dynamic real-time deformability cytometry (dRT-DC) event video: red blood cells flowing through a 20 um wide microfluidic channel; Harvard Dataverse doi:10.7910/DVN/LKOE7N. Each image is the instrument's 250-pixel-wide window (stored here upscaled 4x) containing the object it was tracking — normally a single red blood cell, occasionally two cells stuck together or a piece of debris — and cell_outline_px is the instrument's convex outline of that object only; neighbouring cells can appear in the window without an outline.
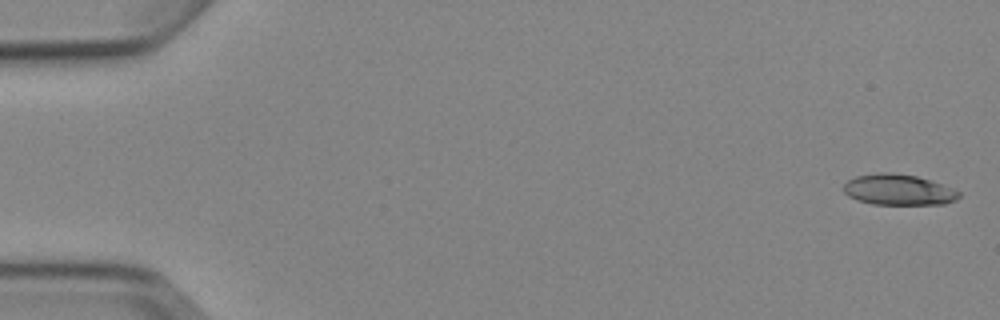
{"species": "Egyptian fruit bat (a non-hibernating species)", "species_latin": "Rousettus aegyptiacus", "temperature_condition": "cold", "stored_images_in_passage": 5, "camera_frame_rate_fps": 3000, "um_per_image_px": 0.085, "animal": {"sex": "female"}, "frame": {"image": 1, "passage_image": 1, "time_ms": 0.0, "image_size_px": [1000, 320], "cell_outline_px": [[960, 196], [956, 200], [944, 204], [872, 204], [848, 196], [844, 192], [844, 184], [848, 180], [856, 176], [880, 172], [892, 172], [916, 176], [952, 188], [960, 192]], "centroid_in_image_um": [76.36, 16.12], "position_along_channel_um": 8.6, "area_um2": 20.52}}
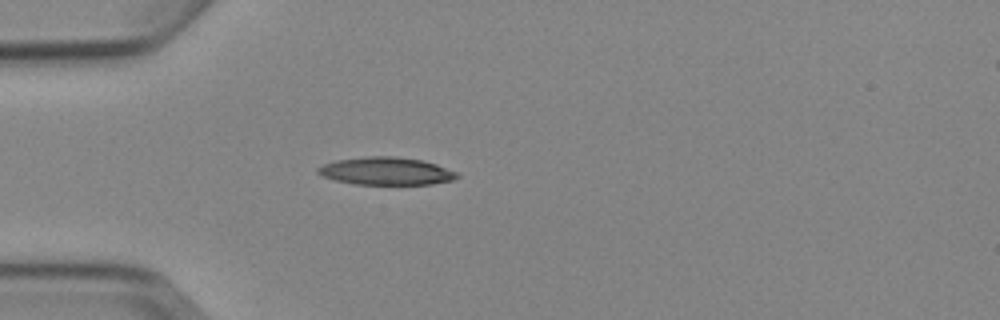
{"frame": {"image": 2, "passage_image": 5, "time_ms": 4.667, "image_size_px": [1000, 320], "cell_outline_px": [[460, 176], [452, 180], [432, 184], [356, 184], [336, 180], [324, 176], [316, 172], [316, 168], [324, 164], [336, 160], [368, 156], [392, 156], [424, 160], [436, 164], [456, 172]], "centroid_in_image_um": [32.82, 14.54], "position_along_channel_um": 52.2, "area_um2": 22.31}}